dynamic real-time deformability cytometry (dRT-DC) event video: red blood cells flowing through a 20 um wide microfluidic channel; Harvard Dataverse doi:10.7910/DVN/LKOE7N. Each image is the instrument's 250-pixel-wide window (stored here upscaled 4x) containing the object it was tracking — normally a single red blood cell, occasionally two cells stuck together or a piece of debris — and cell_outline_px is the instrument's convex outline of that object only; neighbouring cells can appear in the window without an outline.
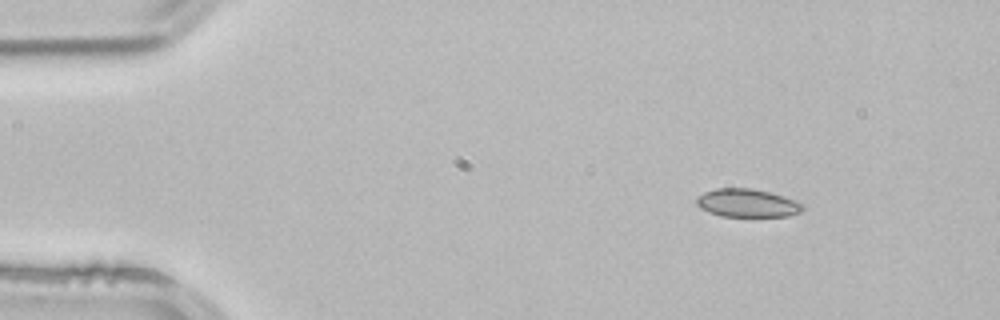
{"species": "common noctule bat (a hibernating species)", "species_latin": "Nyctalus noctula", "temperature_condition": "room temperature", "stored_images_in_passage": 2, "camera_frame_rate_fps": 3000, "um_per_image_px": 0.085, "animal": {"sex": "male", "body_mass_g": 21.5, "forearm_length_mm": 52.0}, "frame": {"image": 1, "passage_image": 1, "time_ms": 0.0, "image_size_px": [1000, 320], "cell_outline_px": [[804, 208], [800, 212], [788, 216], [720, 216], [708, 212], [700, 208], [696, 204], [696, 196], [704, 192], [716, 188], [752, 188], [768, 192], [796, 200], [804, 204]], "centroid_in_image_um": [63.49, 17.26], "position_along_channel_um": 21.5, "area_um2": 17.51}}